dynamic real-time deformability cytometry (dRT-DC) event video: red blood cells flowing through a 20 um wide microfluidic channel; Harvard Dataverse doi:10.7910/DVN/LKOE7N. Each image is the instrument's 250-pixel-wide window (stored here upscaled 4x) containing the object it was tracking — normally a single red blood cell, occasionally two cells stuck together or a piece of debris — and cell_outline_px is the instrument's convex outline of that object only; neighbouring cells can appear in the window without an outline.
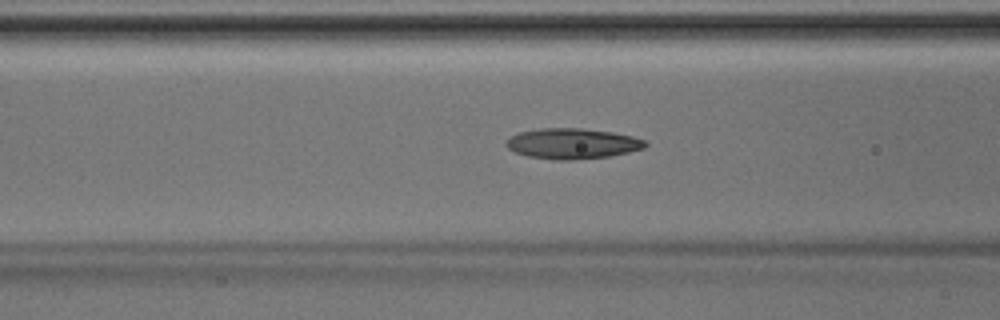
{"species": "Egyptian fruit bat (a non-hibernating species)", "species_latin": "Rousettus aegyptiacus", "temperature_condition": "room temperature", "stored_images_in_passage": 47, "camera_frame_rate_fps": 3000, "um_per_image_px": 0.085, "animal": {"sex": "male"}, "frame": {"image": 1, "passage_image": 18, "time_ms": 5.667, "image_size_px": [1000, 320], "cell_outline_px": [[648, 144], [644, 148], [628, 152], [608, 156], [572, 160], [556, 160], [528, 156], [516, 152], [508, 148], [504, 144], [512, 136], [520, 132], [540, 128], [580, 128], [612, 132], [632, 136], [644, 140]], "centroid_in_image_um": [48.65, 12.2], "position_along_channel_um": 117.9, "area_um2": 24.51}}
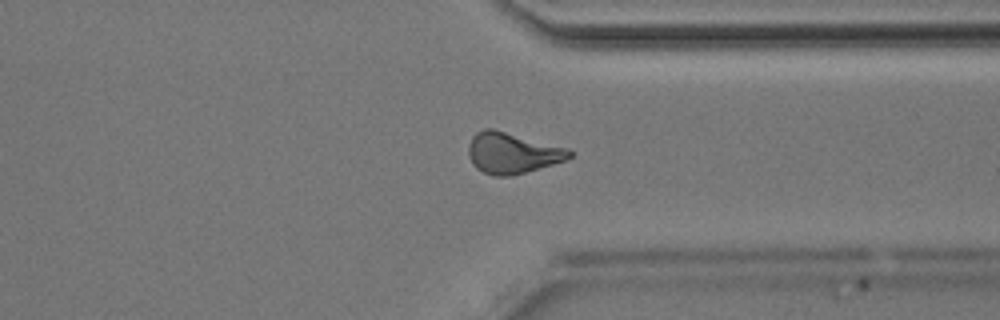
{"frame": {"image": 2, "passage_image": 35, "time_ms": 11.333, "image_size_px": [1000, 320], "cell_outline_px": [[572, 156], [568, 160], [512, 176], [492, 176], [476, 168], [472, 164], [468, 156], [468, 144], [472, 136], [476, 132], [484, 128], [492, 128], [568, 148], [572, 152]], "centroid_in_image_um": [43.53, 13.01], "position_along_channel_um": 367.9, "area_um2": 24.33}}
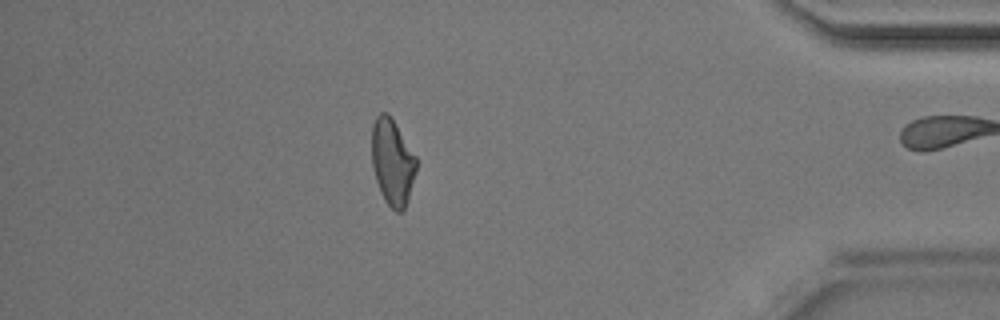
{"frame": {"image": 3, "passage_image": 40, "time_ms": 13.0, "image_size_px": [1000, 320], "cell_outline_px": [[416, 168], [408, 200], [404, 208], [400, 212], [396, 212], [384, 200], [380, 192], [376, 180], [372, 164], [372, 124], [376, 116], [380, 112], [388, 112], [396, 124], [416, 156]], "centroid_in_image_um": [33.34, 13.75], "position_along_channel_um": 401.9, "area_um2": 22.31}}